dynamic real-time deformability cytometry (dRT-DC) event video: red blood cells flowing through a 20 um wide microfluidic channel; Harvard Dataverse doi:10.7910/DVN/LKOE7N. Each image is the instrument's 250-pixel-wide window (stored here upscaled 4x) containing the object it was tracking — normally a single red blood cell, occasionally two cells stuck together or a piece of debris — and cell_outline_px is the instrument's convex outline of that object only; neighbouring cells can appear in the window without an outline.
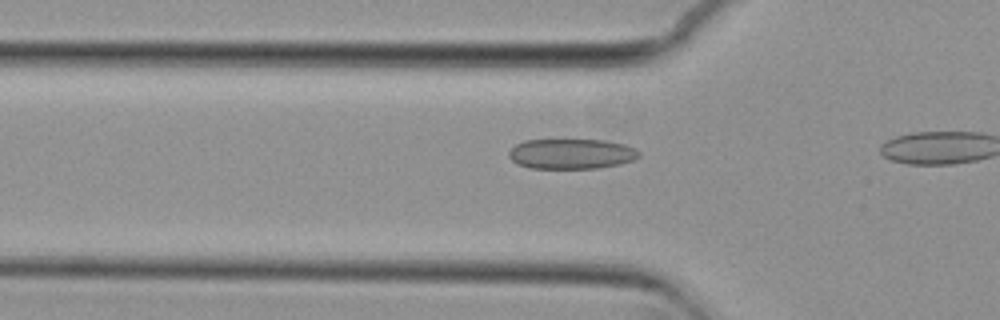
{"species": "common noctule bat (a hibernating species)", "species_latin": "Nyctalus noctula", "temperature_condition": "cold", "stored_images_in_passage": 9, "camera_frame_rate_fps": 3000, "um_per_image_px": 0.085, "animal": {"sex": "female", "body_mass_g": 29.2, "forearm_length_mm": 56.3}, "frame": {"image": 1, "passage_image": 8, "time_ms": 2.333, "image_size_px": [1000, 320], "cell_outline_px": [[640, 156], [632, 160], [620, 164], [596, 168], [532, 168], [516, 164], [508, 156], [508, 152], [516, 144], [524, 140], [604, 140], [624, 144], [636, 148], [640, 152]], "centroid_in_image_um": [48.57, 13.07], "position_along_channel_um": 77.2, "area_um2": 22.89}}